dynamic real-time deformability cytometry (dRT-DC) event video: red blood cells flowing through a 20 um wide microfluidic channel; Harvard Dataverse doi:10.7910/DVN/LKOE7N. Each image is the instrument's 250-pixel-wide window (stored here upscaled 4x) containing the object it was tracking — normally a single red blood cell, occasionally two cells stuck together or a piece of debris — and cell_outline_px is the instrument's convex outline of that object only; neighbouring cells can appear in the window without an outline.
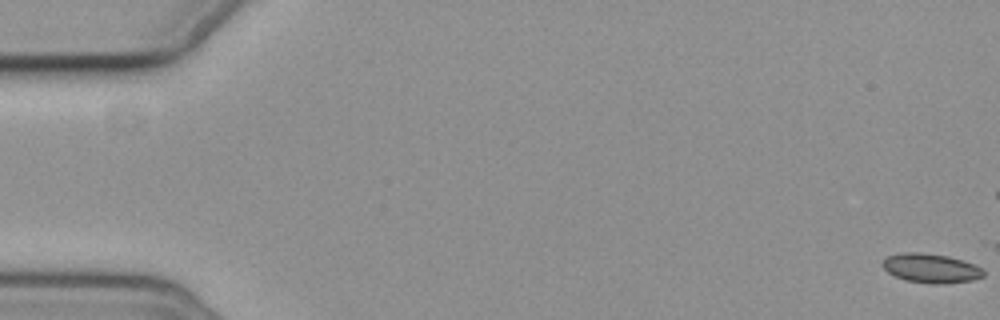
{"species": "common noctule bat (a hibernating species)", "species_latin": "Nyctalus noctula", "temperature_condition": "cold", "stored_images_in_passage": 8, "segment_of_instrument_passage": [1, 2], "camera_frame_rate_fps": 3000, "um_per_image_px": 0.085, "animal": {"sex": "female", "body_mass_g": 19.3, "forearm_length_mm": 54.1}, "frame": {"image": 1, "passage_image": 1, "time_ms": 0.0, "image_size_px": [1000, 320], "cell_outline_px": [[984, 276], [972, 280], [944, 284], [932, 284], [904, 280], [888, 272], [880, 264], [888, 256], [904, 252], [920, 252], [948, 256], [972, 264], [980, 268], [984, 272]], "centroid_in_image_um": [79.1, 22.81], "position_along_channel_um": 5.9, "area_um2": 17.05}}
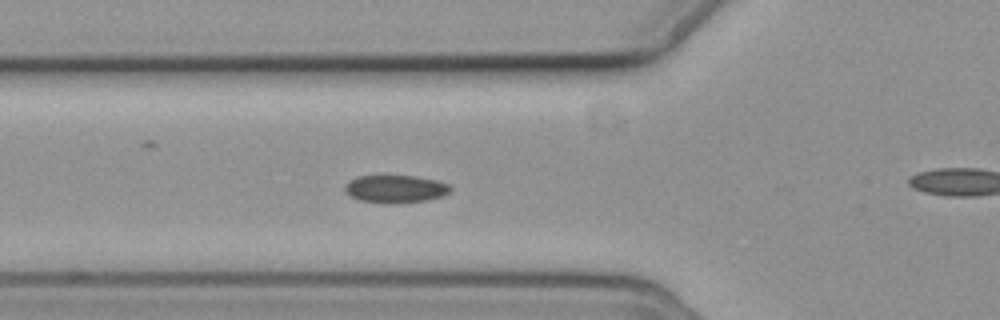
{"frame": {"image": 2, "passage_image": 7, "time_ms": 7.0, "image_size_px": [1000, 320], "cell_outline_px": [[452, 188], [448, 192], [440, 196], [428, 200], [400, 204], [384, 204], [360, 200], [348, 196], [344, 192], [344, 184], [348, 180], [356, 176], [416, 176], [436, 180], [448, 184]], "centroid_in_image_um": [33.54, 16.07], "position_along_channel_um": 92.3, "area_um2": 17.4}}